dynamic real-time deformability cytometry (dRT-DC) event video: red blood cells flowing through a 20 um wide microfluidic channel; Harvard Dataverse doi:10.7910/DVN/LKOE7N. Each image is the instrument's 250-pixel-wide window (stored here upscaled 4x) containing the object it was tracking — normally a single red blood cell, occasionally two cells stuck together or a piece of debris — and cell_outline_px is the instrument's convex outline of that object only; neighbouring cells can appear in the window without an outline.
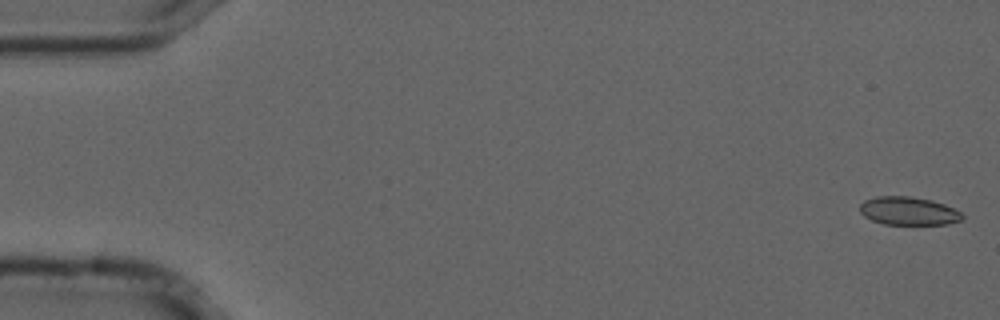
{"species": "common noctule bat (a hibernating species)", "species_latin": "Nyctalus noctula", "temperature_condition": "cold", "stored_images_in_passage": 8, "camera_frame_rate_fps": 3000, "um_per_image_px": 0.085, "animal": {"sex": "male", "forearm_length_mm": 52.5}, "frame": {"image": 1, "passage_image": 1, "time_ms": 0.0, "image_size_px": [1000, 320], "cell_outline_px": [[964, 216], [960, 220], [948, 224], [884, 224], [872, 220], [864, 216], [860, 212], [860, 204], [864, 200], [876, 196], [912, 196], [932, 200], [944, 204], [960, 212]], "centroid_in_image_um": [77.19, 17.92], "position_along_channel_um": 7.8, "area_um2": 16.82}}